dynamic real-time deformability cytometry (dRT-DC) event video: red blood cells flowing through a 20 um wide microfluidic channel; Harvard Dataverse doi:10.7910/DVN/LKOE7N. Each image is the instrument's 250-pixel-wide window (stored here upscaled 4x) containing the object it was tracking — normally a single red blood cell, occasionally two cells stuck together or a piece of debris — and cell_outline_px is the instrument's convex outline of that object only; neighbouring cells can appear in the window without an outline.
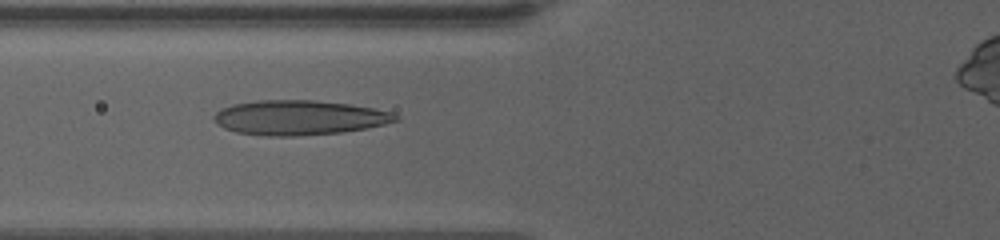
{"species": "human", "species_latin": "Homo sapiens", "temperature_condition": "warm", "stored_images_in_passage": 42, "camera_frame_rate_fps": 3000, "um_per_image_px": 0.085, "donor": {"sex": "female"}, "frame": {"image": 1, "passage_image": 5, "time_ms": 1.333, "image_size_px": [1000, 240], "cell_outline_px": [[400, 120], [368, 128], [340, 132], [296, 136], [268, 136], [236, 132], [224, 128], [216, 124], [212, 120], [212, 116], [220, 108], [232, 104], [256, 100], [312, 100], [348, 104], [372, 108], [388, 112], [400, 116]], "centroid_in_image_um": [25.37, 10.0], "position_along_channel_um": 100.4, "area_um2": 36.82}}
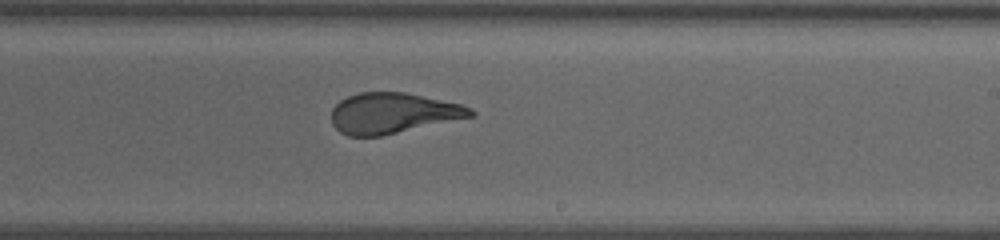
{"frame": {"image": 2, "passage_image": 20, "time_ms": 6.0, "image_size_px": [1000, 240], "cell_outline_px": [[476, 116], [380, 136], [348, 136], [340, 132], [332, 124], [332, 108], [340, 100], [348, 96], [360, 92], [404, 92], [460, 104], [476, 112]], "centroid_in_image_um": [33.38, 9.62], "position_along_channel_um": 255.6, "area_um2": 32.77}}
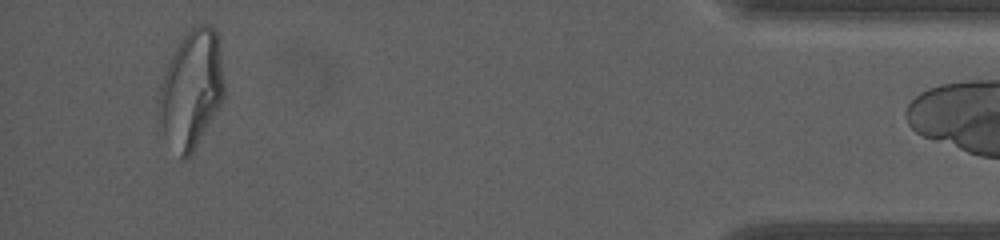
{"frame": {"image": 3, "passage_image": 40, "time_ms": 12.667, "image_size_px": [1000, 240], "cell_outline_px": [[224, 96], [220, 104], [192, 152], [184, 160], [180, 160], [164, 132], [160, 116], [160, 84], [168, 64], [176, 48], [192, 24], [208, 24], [216, 28], [224, 84]], "centroid_in_image_um": [16.28, 7.54], "position_along_channel_um": 418.9, "area_um2": 43.7}}